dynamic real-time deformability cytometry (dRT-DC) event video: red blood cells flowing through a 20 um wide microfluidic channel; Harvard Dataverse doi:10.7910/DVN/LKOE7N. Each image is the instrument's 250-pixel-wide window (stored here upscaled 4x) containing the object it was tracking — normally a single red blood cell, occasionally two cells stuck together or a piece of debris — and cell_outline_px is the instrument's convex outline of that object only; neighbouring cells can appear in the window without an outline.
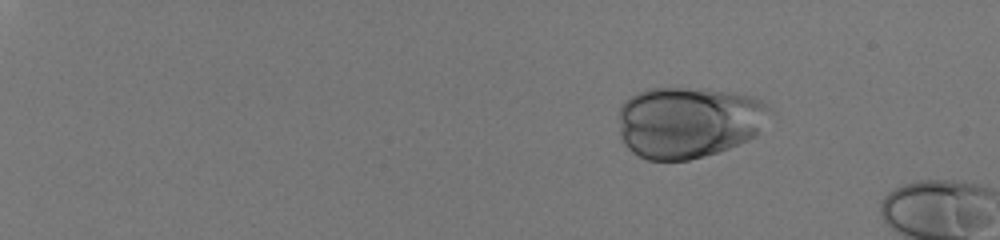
{"species": "human", "species_latin": "Homo sapiens", "temperature_condition": "room temperature", "stored_images_in_passage": 22, "camera_frame_rate_fps": 3000, "um_per_image_px": 0.085, "donor": {"sex": "male"}, "frame": {"image": 1, "passage_image": 11, "time_ms": 3.333, "image_size_px": [1000, 240], "cell_outline_px": [[772, 112], [756, 136], [748, 140], [720, 152], [688, 160], [648, 160], [632, 152], [620, 140], [620, 108], [624, 100], [636, 92], [648, 88], [708, 88], [736, 92], [752, 96], [768, 104]], "centroid_in_image_um": [58.55, 10.36], "position_along_channel_um": 26.5, "area_um2": 63.81}}